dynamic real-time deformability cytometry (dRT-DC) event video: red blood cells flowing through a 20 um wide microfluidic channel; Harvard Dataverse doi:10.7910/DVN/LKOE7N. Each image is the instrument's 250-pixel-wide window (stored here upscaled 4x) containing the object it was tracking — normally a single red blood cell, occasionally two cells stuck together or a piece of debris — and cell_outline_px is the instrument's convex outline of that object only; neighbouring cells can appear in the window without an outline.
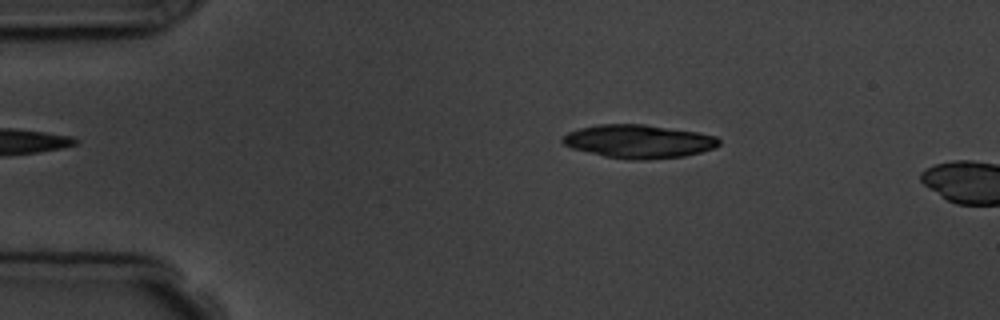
{"species": "common noctule bat (a hibernating species)", "species_latin": "Nyctalus noctula", "temperature_condition": "room temperature", "stored_images_in_passage": 3, "camera_frame_rate_fps": 3000, "um_per_image_px": 0.085, "animal": {"sex": "male", "body_mass_g": 19.5, "forearm_length_mm": 54.6}, "frame": {"image": 1, "passage_image": 2, "time_ms": 1.0, "image_size_px": [1000, 320], "cell_outline_px": [[720, 144], [716, 148], [684, 156], [644, 160], [632, 160], [604, 156], [572, 148], [564, 144], [560, 140], [568, 132], [580, 128], [596, 124], [644, 124], [696, 132], [716, 136], [720, 140]], "centroid_in_image_um": [54.29, 12.02], "position_along_channel_um": 30.7, "area_um2": 30.4}}